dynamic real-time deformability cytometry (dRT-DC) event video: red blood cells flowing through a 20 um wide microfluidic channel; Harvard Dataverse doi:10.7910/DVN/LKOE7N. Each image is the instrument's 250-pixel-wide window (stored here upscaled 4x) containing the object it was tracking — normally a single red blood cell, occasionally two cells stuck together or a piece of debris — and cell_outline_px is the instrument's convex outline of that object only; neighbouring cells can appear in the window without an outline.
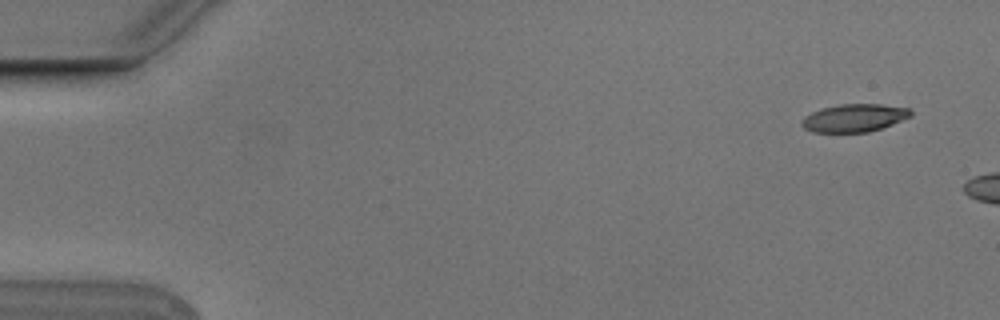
{"species": "Egyptian fruit bat (a non-hibernating species)", "species_latin": "Rousettus aegyptiacus", "temperature_condition": "cold", "stored_images_in_passage": 3, "camera_frame_rate_fps": 3000, "um_per_image_px": 0.085, "animal": {"sex": "male"}, "frame": {"image": 1, "passage_image": 1, "time_ms": 0.0, "image_size_px": [1000, 320], "cell_outline_px": [[912, 116], [892, 124], [868, 132], [812, 132], [804, 128], [800, 124], [800, 120], [804, 116], [812, 112], [824, 108], [840, 104], [880, 104], [912, 108]], "centroid_in_image_um": [72.61, 10.02], "position_along_channel_um": 12.4, "area_um2": 17.74}}